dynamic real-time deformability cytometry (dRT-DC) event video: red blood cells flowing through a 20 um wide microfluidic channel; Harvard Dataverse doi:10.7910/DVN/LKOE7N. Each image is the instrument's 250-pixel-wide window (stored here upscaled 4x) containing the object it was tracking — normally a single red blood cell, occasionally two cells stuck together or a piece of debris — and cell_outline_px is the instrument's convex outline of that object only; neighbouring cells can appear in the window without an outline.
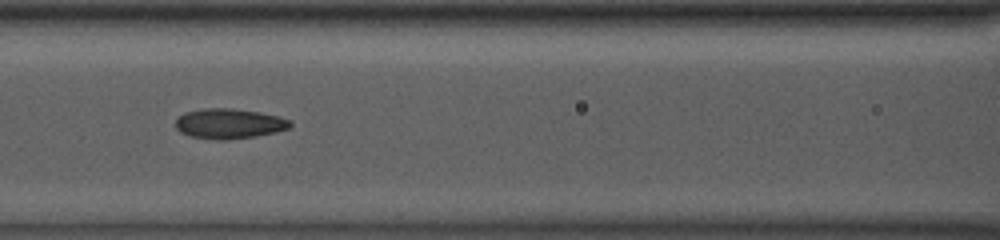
{"species": "common noctule bat (a hibernating species)", "species_latin": "Nyctalus noctula", "temperature_condition": "room temperature", "stored_images_in_passage": 24, "camera_frame_rate_fps": 3000, "um_per_image_px": 0.085, "animal": {"sex": "male", "body_mass_g": 13.0, "forearm_length_mm": 53.1}, "frame": {"image": 1, "passage_image": 8, "time_ms": 2.333, "image_size_px": [1000, 240], "cell_outline_px": [[292, 124], [288, 128], [276, 132], [256, 136], [224, 140], [216, 140], [192, 136], [180, 132], [176, 128], [176, 120], [184, 112], [204, 108], [232, 108], [260, 112], [276, 116], [288, 120]], "centroid_in_image_um": [19.45, 10.5], "position_along_channel_um": 147.1, "area_um2": 19.94}}
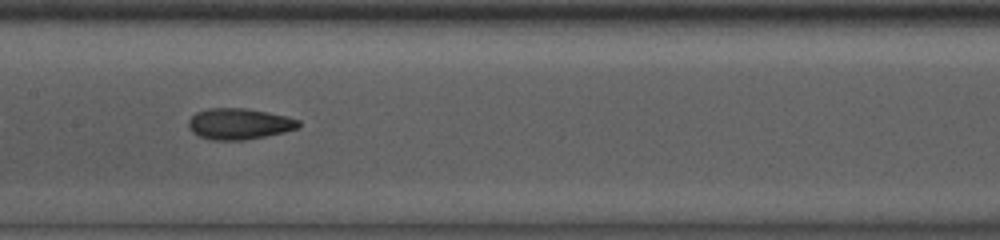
{"frame": {"image": 2, "passage_image": 11, "time_ms": 3.333, "image_size_px": [1000, 240], "cell_outline_px": [[300, 128], [284, 132], [244, 140], [212, 140], [200, 136], [192, 132], [188, 128], [188, 120], [196, 112], [208, 108], [244, 108], [268, 112], [300, 120]], "centroid_in_image_um": [20.31, 10.52], "position_along_channel_um": 187.1, "area_um2": 19.94}}